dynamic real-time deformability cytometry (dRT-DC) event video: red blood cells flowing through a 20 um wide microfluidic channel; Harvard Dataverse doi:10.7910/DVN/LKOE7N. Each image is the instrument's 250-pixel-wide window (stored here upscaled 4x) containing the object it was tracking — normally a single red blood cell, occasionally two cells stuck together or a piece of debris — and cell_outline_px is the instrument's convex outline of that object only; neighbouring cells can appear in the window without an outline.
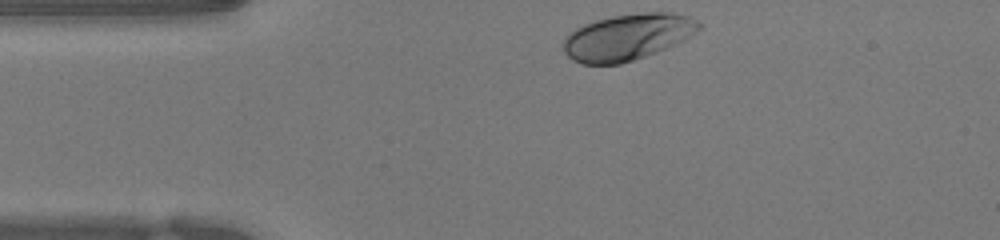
{"species": "human", "species_latin": "Homo sapiens", "temperature_condition": "warm", "stored_images_in_passage": 33, "camera_frame_rate_fps": 3000, "um_per_image_px": 0.085, "donor": {"sex": "female"}, "frame": {"image": 1, "passage_image": 1, "time_ms": 0.0, "image_size_px": [1000, 240], "cell_outline_px": [[704, 28], [684, 40], [656, 52], [620, 64], [580, 64], [572, 60], [564, 52], [564, 40], [580, 24], [612, 16], [644, 12], [672, 12], [688, 16], [704, 24]], "centroid_in_image_um": [53.38, 3.13], "position_along_channel_um": 31.6, "area_um2": 36.7}}
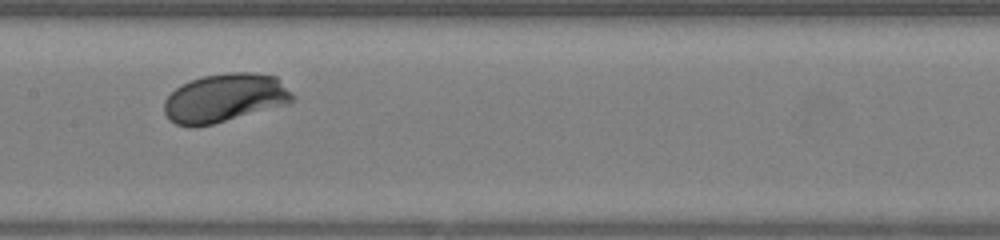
{"frame": {"image": 2, "passage_image": 16, "time_ms": 5.0, "image_size_px": [1000, 240], "cell_outline_px": [[296, 100], [288, 104], [212, 124], [176, 124], [168, 120], [164, 112], [164, 100], [176, 88], [192, 80], [204, 76], [228, 72], [252, 72], [276, 76], [296, 96]], "centroid_in_image_um": [19.16, 8.3], "position_along_channel_um": 188.2, "area_um2": 35.95}}
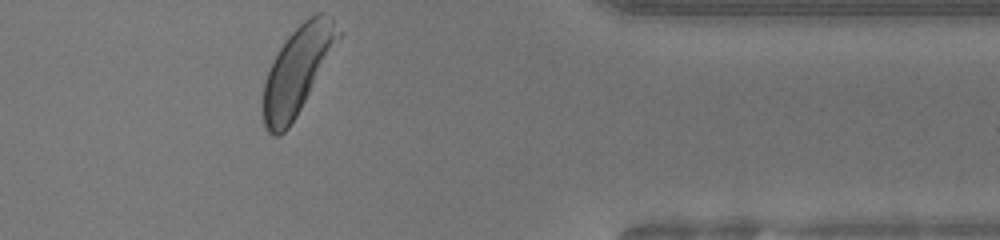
{"frame": {"image": 3, "passage_image": 33, "time_ms": 10.667, "image_size_px": [1000, 240], "cell_outline_px": [[340, 36], [296, 116], [288, 128], [280, 136], [272, 136], [268, 132], [264, 124], [260, 108], [264, 80], [280, 48], [288, 36], [308, 16], [316, 12], [324, 12], [332, 16], [340, 32]], "centroid_in_image_um": [25.22, 6.0], "position_along_channel_um": 386.2, "area_um2": 37.63}, "authors_computed_cell_mechanics": {"area_um2": 35.8938, "velocity_mm_per_s": 3.901, "shape_relaxation_time_tau1_ms": 1.003, "shape_relaxation_time_tau2_ms": null, "deformation_change_tau1": 0.1243, "deformation_change_tau2": null}}